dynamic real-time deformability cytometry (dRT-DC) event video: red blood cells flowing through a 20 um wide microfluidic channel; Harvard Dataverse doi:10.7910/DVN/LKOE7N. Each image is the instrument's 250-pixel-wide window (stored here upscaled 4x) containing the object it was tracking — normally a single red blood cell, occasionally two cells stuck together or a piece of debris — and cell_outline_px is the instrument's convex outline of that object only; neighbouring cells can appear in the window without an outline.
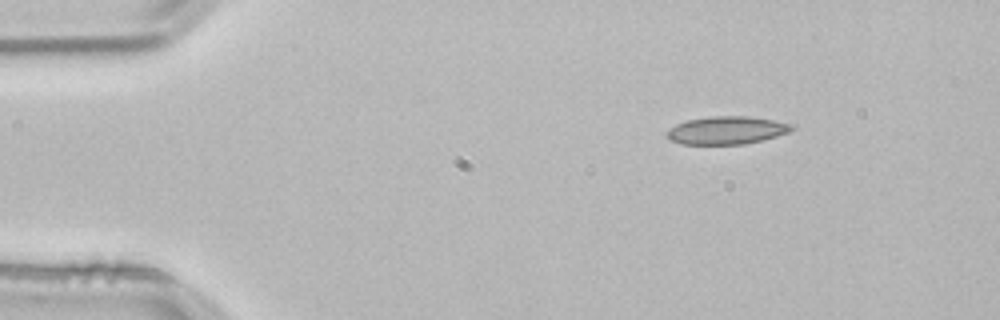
{"species": "common noctule bat (a hibernating species)", "species_latin": "Nyctalus noctula", "temperature_condition": "room temperature", "stored_images_in_passage": 2, "segment_of_instrument_passage": [2, 2], "camera_frame_rate_fps": 3000, "um_per_image_px": 0.085, "animal": {"sex": "male", "body_mass_g": 21.5, "forearm_length_mm": 52.0}, "frame": {"image": 1, "passage_image": 2, "time_ms": 0.333, "image_size_px": [1000, 320], "cell_outline_px": [[796, 128], [788, 132], [764, 140], [744, 144], [680, 144], [672, 140], [664, 132], [668, 128], [676, 124], [688, 120], [712, 116], [748, 116], [796, 124]], "centroid_in_image_um": [61.79, 11.07], "position_along_channel_um": 23.2, "area_um2": 20.4}}